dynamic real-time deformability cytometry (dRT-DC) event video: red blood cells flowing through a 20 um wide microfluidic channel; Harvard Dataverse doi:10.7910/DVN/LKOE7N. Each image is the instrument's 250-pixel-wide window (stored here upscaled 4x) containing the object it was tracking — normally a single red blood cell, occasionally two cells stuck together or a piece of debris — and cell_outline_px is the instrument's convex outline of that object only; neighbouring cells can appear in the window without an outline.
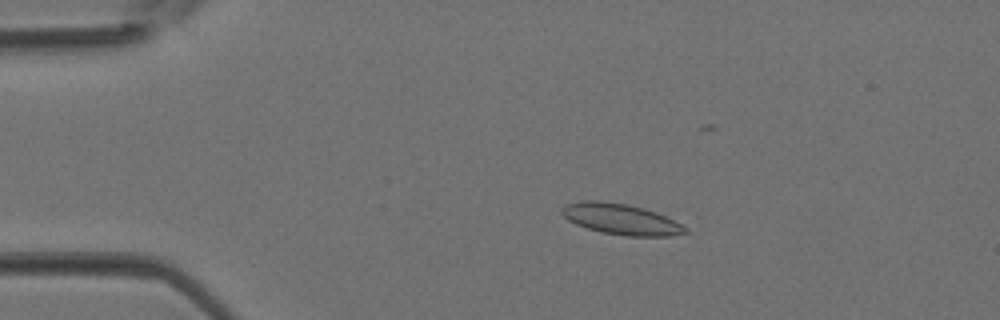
{"species": "Egyptian fruit bat (a non-hibernating species)", "species_latin": "Rousettus aegyptiacus", "temperature_condition": "room temperature", "stored_images_in_passage": 4, "camera_frame_rate_fps": 3000, "um_per_image_px": 0.085, "animal": {"sex": "female"}, "frame": {"image": 1, "passage_image": 2, "time_ms": 0.333, "image_size_px": [1000, 320], "cell_outline_px": [[688, 232], [672, 236], [624, 236], [600, 232], [576, 224], [568, 220], [560, 212], [560, 208], [564, 204], [584, 200], [596, 200], [628, 204], [644, 208], [668, 216], [684, 224], [688, 228]], "centroid_in_image_um": [52.81, 18.63], "position_along_channel_um": 32.2, "area_um2": 22.6}}